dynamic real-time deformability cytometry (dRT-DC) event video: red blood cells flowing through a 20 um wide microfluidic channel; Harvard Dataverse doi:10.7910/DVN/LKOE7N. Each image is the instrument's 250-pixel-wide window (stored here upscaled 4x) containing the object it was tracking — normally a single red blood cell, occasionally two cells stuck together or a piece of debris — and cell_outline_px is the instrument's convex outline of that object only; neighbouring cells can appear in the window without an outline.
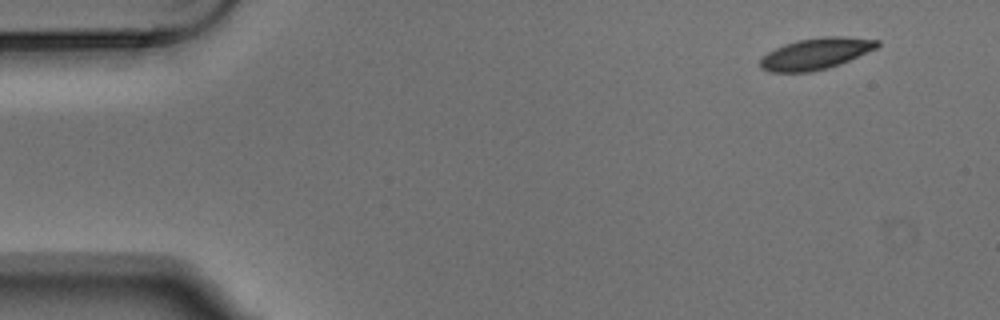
{"species": "Egyptian fruit bat (a non-hibernating species)", "species_latin": "Rousettus aegyptiacus", "temperature_condition": "warm", "stored_images_in_passage": 3, "camera_frame_rate_fps": 3000, "um_per_image_px": 0.085, "animal": {"sex": "male"}, "frame": {"image": 1, "passage_image": 1, "time_ms": 0.0, "image_size_px": [1000, 320], "cell_outline_px": [[880, 44], [876, 48], [840, 64], [828, 68], [812, 72], [772, 72], [760, 68], [760, 60], [768, 52], [784, 44], [796, 40], [824, 36], [844, 36], [880, 40]], "centroid_in_image_um": [69.35, 4.56], "position_along_channel_um": 15.7, "area_um2": 21.39}}
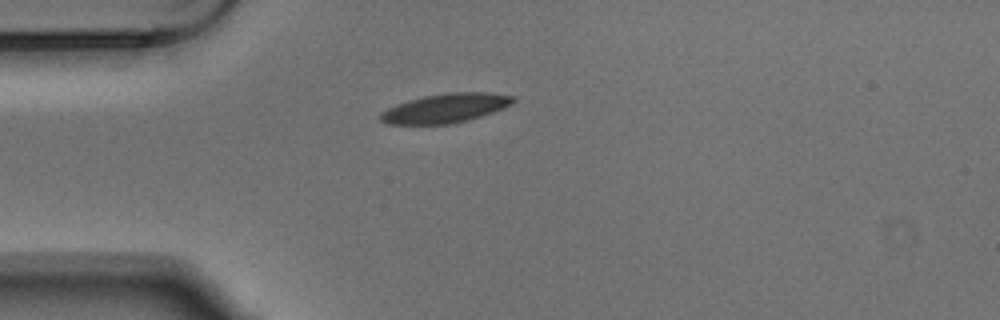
{"frame": {"image": 2, "passage_image": 3, "time_ms": 0.667, "image_size_px": [1000, 320], "cell_outline_px": [[516, 100], [512, 104], [504, 108], [468, 120], [448, 124], [388, 124], [380, 120], [380, 112], [396, 104], [408, 100], [424, 96], [448, 92], [492, 92], [516, 96]], "centroid_in_image_um": [37.9, 9.18], "position_along_channel_um": 47.1, "area_um2": 22.66}}